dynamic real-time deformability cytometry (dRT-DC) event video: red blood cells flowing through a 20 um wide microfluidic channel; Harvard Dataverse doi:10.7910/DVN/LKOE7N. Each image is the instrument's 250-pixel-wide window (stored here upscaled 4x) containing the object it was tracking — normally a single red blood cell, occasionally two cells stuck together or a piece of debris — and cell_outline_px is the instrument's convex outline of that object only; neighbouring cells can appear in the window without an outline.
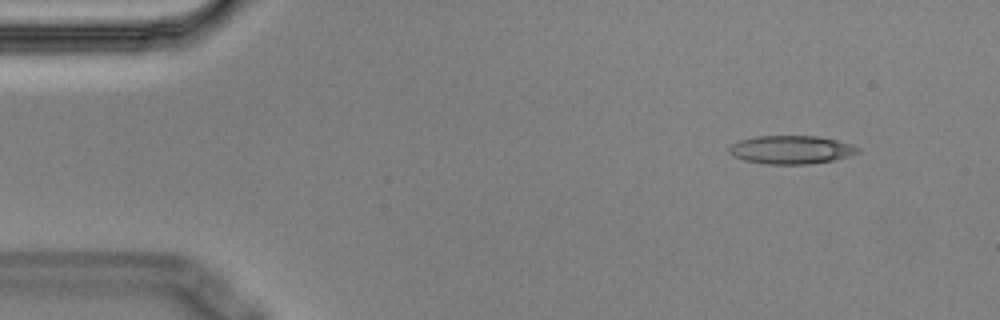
{"species": "Egyptian fruit bat (a non-hibernating species)", "species_latin": "Rousettus aegyptiacus", "temperature_condition": "cold", "stored_images_in_passage": 5, "camera_frame_rate_fps": 3000, "um_per_image_px": 0.085, "animal": {"sex": "male"}, "frame": {"image": 1, "passage_image": 1, "time_ms": 0.0, "image_size_px": [1000, 320], "cell_outline_px": [[860, 152], [836, 160], [812, 164], [764, 164], [744, 160], [728, 152], [728, 148], [732, 144], [740, 140], [756, 136], [816, 136], [836, 140], [860, 148]], "centroid_in_image_um": [67.25, 12.73], "position_along_channel_um": 17.8, "area_um2": 21.21}}
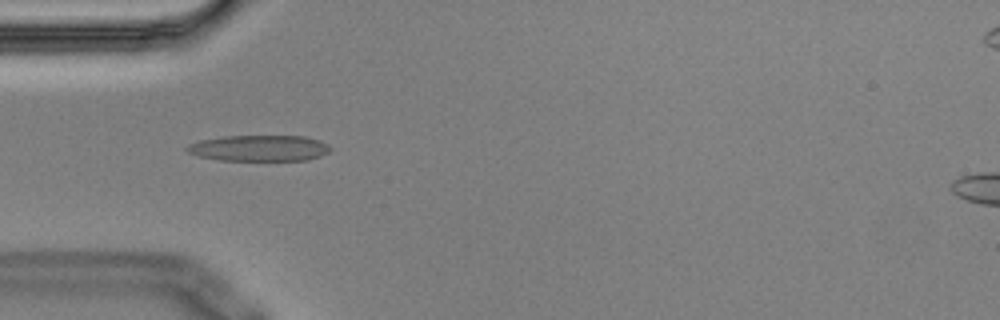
{"frame": {"image": 2, "passage_image": 4, "time_ms": 1.0, "image_size_px": [1000, 320], "cell_outline_px": [[332, 148], [328, 152], [320, 156], [308, 160], [220, 160], [200, 156], [188, 152], [184, 148], [188, 144], [200, 140], [224, 136], [304, 136], [320, 140], [328, 144]], "centroid_in_image_um": [22.05, 12.58], "position_along_channel_um": 63.0, "area_um2": 21.73}}